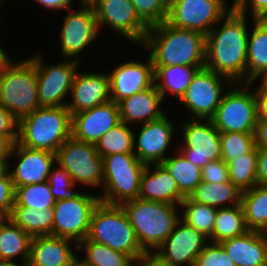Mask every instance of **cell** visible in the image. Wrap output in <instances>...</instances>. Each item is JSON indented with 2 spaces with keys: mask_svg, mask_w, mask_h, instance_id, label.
Masks as SVG:
<instances>
[{
  "mask_svg": "<svg viewBox=\"0 0 267 266\" xmlns=\"http://www.w3.org/2000/svg\"><path fill=\"white\" fill-rule=\"evenodd\" d=\"M248 18L233 7L206 35L205 67L233 83H247Z\"/></svg>",
  "mask_w": 267,
  "mask_h": 266,
  "instance_id": "cell-1",
  "label": "cell"
},
{
  "mask_svg": "<svg viewBox=\"0 0 267 266\" xmlns=\"http://www.w3.org/2000/svg\"><path fill=\"white\" fill-rule=\"evenodd\" d=\"M141 47L153 66H205L206 35L166 21L149 27Z\"/></svg>",
  "mask_w": 267,
  "mask_h": 266,
  "instance_id": "cell-2",
  "label": "cell"
},
{
  "mask_svg": "<svg viewBox=\"0 0 267 266\" xmlns=\"http://www.w3.org/2000/svg\"><path fill=\"white\" fill-rule=\"evenodd\" d=\"M121 207L148 255H153L162 245L180 219V205L137 198L124 202Z\"/></svg>",
  "mask_w": 267,
  "mask_h": 266,
  "instance_id": "cell-3",
  "label": "cell"
},
{
  "mask_svg": "<svg viewBox=\"0 0 267 266\" xmlns=\"http://www.w3.org/2000/svg\"><path fill=\"white\" fill-rule=\"evenodd\" d=\"M71 137V114L67 107H40L18 121V143L30 149L56 154Z\"/></svg>",
  "mask_w": 267,
  "mask_h": 266,
  "instance_id": "cell-4",
  "label": "cell"
},
{
  "mask_svg": "<svg viewBox=\"0 0 267 266\" xmlns=\"http://www.w3.org/2000/svg\"><path fill=\"white\" fill-rule=\"evenodd\" d=\"M87 238L123 252L133 260L148 256L121 205L100 201L93 211Z\"/></svg>",
  "mask_w": 267,
  "mask_h": 266,
  "instance_id": "cell-5",
  "label": "cell"
},
{
  "mask_svg": "<svg viewBox=\"0 0 267 266\" xmlns=\"http://www.w3.org/2000/svg\"><path fill=\"white\" fill-rule=\"evenodd\" d=\"M13 59L0 73V104L18 121L40 108L35 64Z\"/></svg>",
  "mask_w": 267,
  "mask_h": 266,
  "instance_id": "cell-6",
  "label": "cell"
},
{
  "mask_svg": "<svg viewBox=\"0 0 267 266\" xmlns=\"http://www.w3.org/2000/svg\"><path fill=\"white\" fill-rule=\"evenodd\" d=\"M146 164L134 153L111 154L103 157V184L100 201L121 205L139 198L141 176Z\"/></svg>",
  "mask_w": 267,
  "mask_h": 266,
  "instance_id": "cell-7",
  "label": "cell"
},
{
  "mask_svg": "<svg viewBox=\"0 0 267 266\" xmlns=\"http://www.w3.org/2000/svg\"><path fill=\"white\" fill-rule=\"evenodd\" d=\"M254 83H233L225 92L214 117L216 129L222 132L254 133L258 121Z\"/></svg>",
  "mask_w": 267,
  "mask_h": 266,
  "instance_id": "cell-8",
  "label": "cell"
},
{
  "mask_svg": "<svg viewBox=\"0 0 267 266\" xmlns=\"http://www.w3.org/2000/svg\"><path fill=\"white\" fill-rule=\"evenodd\" d=\"M35 54H31L28 58L36 66L40 107H66L75 74L79 68H82L80 62L61 59L57 63L48 64L44 60L42 51H37Z\"/></svg>",
  "mask_w": 267,
  "mask_h": 266,
  "instance_id": "cell-9",
  "label": "cell"
},
{
  "mask_svg": "<svg viewBox=\"0 0 267 266\" xmlns=\"http://www.w3.org/2000/svg\"><path fill=\"white\" fill-rule=\"evenodd\" d=\"M232 84L227 77L206 67L200 68L177 103L184 105L190 119L211 120Z\"/></svg>",
  "mask_w": 267,
  "mask_h": 266,
  "instance_id": "cell-10",
  "label": "cell"
},
{
  "mask_svg": "<svg viewBox=\"0 0 267 266\" xmlns=\"http://www.w3.org/2000/svg\"><path fill=\"white\" fill-rule=\"evenodd\" d=\"M56 163L70 173L75 185L94 188L95 191L102 188L103 158L95 144L70 137L57 150Z\"/></svg>",
  "mask_w": 267,
  "mask_h": 266,
  "instance_id": "cell-11",
  "label": "cell"
},
{
  "mask_svg": "<svg viewBox=\"0 0 267 266\" xmlns=\"http://www.w3.org/2000/svg\"><path fill=\"white\" fill-rule=\"evenodd\" d=\"M187 118L178 123L182 124L179 125L178 140L181 142H178L177 149L201 169L211 161L221 160L220 132L212 120Z\"/></svg>",
  "mask_w": 267,
  "mask_h": 266,
  "instance_id": "cell-12",
  "label": "cell"
},
{
  "mask_svg": "<svg viewBox=\"0 0 267 266\" xmlns=\"http://www.w3.org/2000/svg\"><path fill=\"white\" fill-rule=\"evenodd\" d=\"M82 191L73 199L56 201L54 207L53 236L70 239L79 244L87 238L91 217L100 202L98 193Z\"/></svg>",
  "mask_w": 267,
  "mask_h": 266,
  "instance_id": "cell-13",
  "label": "cell"
},
{
  "mask_svg": "<svg viewBox=\"0 0 267 266\" xmlns=\"http://www.w3.org/2000/svg\"><path fill=\"white\" fill-rule=\"evenodd\" d=\"M228 0H174L168 5L166 22L207 35L233 8Z\"/></svg>",
  "mask_w": 267,
  "mask_h": 266,
  "instance_id": "cell-14",
  "label": "cell"
},
{
  "mask_svg": "<svg viewBox=\"0 0 267 266\" xmlns=\"http://www.w3.org/2000/svg\"><path fill=\"white\" fill-rule=\"evenodd\" d=\"M79 6L78 9L71 7L66 10L68 13L65 14L57 35L60 42L59 54L63 57L62 59H71L81 63V59L84 58L81 53L93 42L99 41L97 38L102 33L99 31L95 11Z\"/></svg>",
  "mask_w": 267,
  "mask_h": 266,
  "instance_id": "cell-15",
  "label": "cell"
},
{
  "mask_svg": "<svg viewBox=\"0 0 267 266\" xmlns=\"http://www.w3.org/2000/svg\"><path fill=\"white\" fill-rule=\"evenodd\" d=\"M168 115L134 127V154L146 165L162 163L171 150L174 153L172 146L178 148L174 138L179 134V124Z\"/></svg>",
  "mask_w": 267,
  "mask_h": 266,
  "instance_id": "cell-16",
  "label": "cell"
},
{
  "mask_svg": "<svg viewBox=\"0 0 267 266\" xmlns=\"http://www.w3.org/2000/svg\"><path fill=\"white\" fill-rule=\"evenodd\" d=\"M94 11L100 32L111 30L134 46L144 42L149 27L140 19L130 0H105Z\"/></svg>",
  "mask_w": 267,
  "mask_h": 266,
  "instance_id": "cell-17",
  "label": "cell"
},
{
  "mask_svg": "<svg viewBox=\"0 0 267 266\" xmlns=\"http://www.w3.org/2000/svg\"><path fill=\"white\" fill-rule=\"evenodd\" d=\"M208 242V238L180 218L152 256L165 266H194Z\"/></svg>",
  "mask_w": 267,
  "mask_h": 266,
  "instance_id": "cell-18",
  "label": "cell"
},
{
  "mask_svg": "<svg viewBox=\"0 0 267 266\" xmlns=\"http://www.w3.org/2000/svg\"><path fill=\"white\" fill-rule=\"evenodd\" d=\"M12 161L14 163L10 164ZM55 163L56 154L46 150L30 149L16 142L6 169L16 188L48 181L49 173Z\"/></svg>",
  "mask_w": 267,
  "mask_h": 266,
  "instance_id": "cell-19",
  "label": "cell"
},
{
  "mask_svg": "<svg viewBox=\"0 0 267 266\" xmlns=\"http://www.w3.org/2000/svg\"><path fill=\"white\" fill-rule=\"evenodd\" d=\"M110 99L119 103L123 99L144 91L154 85V67L148 55L144 61H123L108 72Z\"/></svg>",
  "mask_w": 267,
  "mask_h": 266,
  "instance_id": "cell-20",
  "label": "cell"
},
{
  "mask_svg": "<svg viewBox=\"0 0 267 266\" xmlns=\"http://www.w3.org/2000/svg\"><path fill=\"white\" fill-rule=\"evenodd\" d=\"M121 123L119 105L112 100L71 115V137L96 144L110 129Z\"/></svg>",
  "mask_w": 267,
  "mask_h": 266,
  "instance_id": "cell-21",
  "label": "cell"
},
{
  "mask_svg": "<svg viewBox=\"0 0 267 266\" xmlns=\"http://www.w3.org/2000/svg\"><path fill=\"white\" fill-rule=\"evenodd\" d=\"M70 97L66 107L71 115L110 101L108 72L78 70L73 80Z\"/></svg>",
  "mask_w": 267,
  "mask_h": 266,
  "instance_id": "cell-22",
  "label": "cell"
},
{
  "mask_svg": "<svg viewBox=\"0 0 267 266\" xmlns=\"http://www.w3.org/2000/svg\"><path fill=\"white\" fill-rule=\"evenodd\" d=\"M78 244L55 236L32 237L29 266H78Z\"/></svg>",
  "mask_w": 267,
  "mask_h": 266,
  "instance_id": "cell-23",
  "label": "cell"
},
{
  "mask_svg": "<svg viewBox=\"0 0 267 266\" xmlns=\"http://www.w3.org/2000/svg\"><path fill=\"white\" fill-rule=\"evenodd\" d=\"M155 85L118 103L121 122L134 126L160 119L168 112ZM165 108V109H164Z\"/></svg>",
  "mask_w": 267,
  "mask_h": 266,
  "instance_id": "cell-24",
  "label": "cell"
},
{
  "mask_svg": "<svg viewBox=\"0 0 267 266\" xmlns=\"http://www.w3.org/2000/svg\"><path fill=\"white\" fill-rule=\"evenodd\" d=\"M139 198L180 205L186 197L180 192L175 179L159 163L146 165L141 176Z\"/></svg>",
  "mask_w": 267,
  "mask_h": 266,
  "instance_id": "cell-25",
  "label": "cell"
},
{
  "mask_svg": "<svg viewBox=\"0 0 267 266\" xmlns=\"http://www.w3.org/2000/svg\"><path fill=\"white\" fill-rule=\"evenodd\" d=\"M220 244L235 266H267V232L248 230Z\"/></svg>",
  "mask_w": 267,
  "mask_h": 266,
  "instance_id": "cell-26",
  "label": "cell"
},
{
  "mask_svg": "<svg viewBox=\"0 0 267 266\" xmlns=\"http://www.w3.org/2000/svg\"><path fill=\"white\" fill-rule=\"evenodd\" d=\"M153 67L154 85L162 95L163 100L166 101V97H174L177 103L192 82L196 72L205 66L174 65Z\"/></svg>",
  "mask_w": 267,
  "mask_h": 266,
  "instance_id": "cell-27",
  "label": "cell"
},
{
  "mask_svg": "<svg viewBox=\"0 0 267 266\" xmlns=\"http://www.w3.org/2000/svg\"><path fill=\"white\" fill-rule=\"evenodd\" d=\"M247 43V83L267 72V23L252 19Z\"/></svg>",
  "mask_w": 267,
  "mask_h": 266,
  "instance_id": "cell-28",
  "label": "cell"
},
{
  "mask_svg": "<svg viewBox=\"0 0 267 266\" xmlns=\"http://www.w3.org/2000/svg\"><path fill=\"white\" fill-rule=\"evenodd\" d=\"M241 196L242 192L231 181L217 184L201 181L188 198L215 208H227L240 204Z\"/></svg>",
  "mask_w": 267,
  "mask_h": 266,
  "instance_id": "cell-29",
  "label": "cell"
},
{
  "mask_svg": "<svg viewBox=\"0 0 267 266\" xmlns=\"http://www.w3.org/2000/svg\"><path fill=\"white\" fill-rule=\"evenodd\" d=\"M31 240L32 237L10 219L0 229V261L28 263Z\"/></svg>",
  "mask_w": 267,
  "mask_h": 266,
  "instance_id": "cell-30",
  "label": "cell"
},
{
  "mask_svg": "<svg viewBox=\"0 0 267 266\" xmlns=\"http://www.w3.org/2000/svg\"><path fill=\"white\" fill-rule=\"evenodd\" d=\"M79 252L83 255H78V266H128L133 261L129 255L88 238L78 244Z\"/></svg>",
  "mask_w": 267,
  "mask_h": 266,
  "instance_id": "cell-31",
  "label": "cell"
},
{
  "mask_svg": "<svg viewBox=\"0 0 267 266\" xmlns=\"http://www.w3.org/2000/svg\"><path fill=\"white\" fill-rule=\"evenodd\" d=\"M174 149L175 154L171 153L161 164L175 179L180 192L188 197L202 181V170L189 162L178 149Z\"/></svg>",
  "mask_w": 267,
  "mask_h": 266,
  "instance_id": "cell-32",
  "label": "cell"
},
{
  "mask_svg": "<svg viewBox=\"0 0 267 266\" xmlns=\"http://www.w3.org/2000/svg\"><path fill=\"white\" fill-rule=\"evenodd\" d=\"M53 209L38 211L24 206H13L10 219L31 237L53 236Z\"/></svg>",
  "mask_w": 267,
  "mask_h": 266,
  "instance_id": "cell-33",
  "label": "cell"
},
{
  "mask_svg": "<svg viewBox=\"0 0 267 266\" xmlns=\"http://www.w3.org/2000/svg\"><path fill=\"white\" fill-rule=\"evenodd\" d=\"M241 205L247 228L267 232V185L242 192Z\"/></svg>",
  "mask_w": 267,
  "mask_h": 266,
  "instance_id": "cell-34",
  "label": "cell"
},
{
  "mask_svg": "<svg viewBox=\"0 0 267 266\" xmlns=\"http://www.w3.org/2000/svg\"><path fill=\"white\" fill-rule=\"evenodd\" d=\"M248 230L241 203L232 207L217 208L213 235L208 240L220 243L223 240L241 236Z\"/></svg>",
  "mask_w": 267,
  "mask_h": 266,
  "instance_id": "cell-35",
  "label": "cell"
},
{
  "mask_svg": "<svg viewBox=\"0 0 267 266\" xmlns=\"http://www.w3.org/2000/svg\"><path fill=\"white\" fill-rule=\"evenodd\" d=\"M229 180L241 191L250 190L257 183V147L249 153L227 162Z\"/></svg>",
  "mask_w": 267,
  "mask_h": 266,
  "instance_id": "cell-36",
  "label": "cell"
},
{
  "mask_svg": "<svg viewBox=\"0 0 267 266\" xmlns=\"http://www.w3.org/2000/svg\"><path fill=\"white\" fill-rule=\"evenodd\" d=\"M134 126L121 122L95 144L100 156L134 153Z\"/></svg>",
  "mask_w": 267,
  "mask_h": 266,
  "instance_id": "cell-37",
  "label": "cell"
},
{
  "mask_svg": "<svg viewBox=\"0 0 267 266\" xmlns=\"http://www.w3.org/2000/svg\"><path fill=\"white\" fill-rule=\"evenodd\" d=\"M180 209V218L184 222L208 239L213 235L217 208L191 201L186 197L181 201Z\"/></svg>",
  "mask_w": 267,
  "mask_h": 266,
  "instance_id": "cell-38",
  "label": "cell"
},
{
  "mask_svg": "<svg viewBox=\"0 0 267 266\" xmlns=\"http://www.w3.org/2000/svg\"><path fill=\"white\" fill-rule=\"evenodd\" d=\"M56 203L47 181L15 188L13 206H24L38 211L52 209Z\"/></svg>",
  "mask_w": 267,
  "mask_h": 266,
  "instance_id": "cell-39",
  "label": "cell"
},
{
  "mask_svg": "<svg viewBox=\"0 0 267 266\" xmlns=\"http://www.w3.org/2000/svg\"><path fill=\"white\" fill-rule=\"evenodd\" d=\"M222 160L226 163L236 157L249 153L254 147L253 133H220Z\"/></svg>",
  "mask_w": 267,
  "mask_h": 266,
  "instance_id": "cell-40",
  "label": "cell"
},
{
  "mask_svg": "<svg viewBox=\"0 0 267 266\" xmlns=\"http://www.w3.org/2000/svg\"><path fill=\"white\" fill-rule=\"evenodd\" d=\"M47 182L56 201L73 199L84 190L79 185L74 184L70 173L58 163H55L51 168Z\"/></svg>",
  "mask_w": 267,
  "mask_h": 266,
  "instance_id": "cell-41",
  "label": "cell"
},
{
  "mask_svg": "<svg viewBox=\"0 0 267 266\" xmlns=\"http://www.w3.org/2000/svg\"><path fill=\"white\" fill-rule=\"evenodd\" d=\"M140 19L148 26L167 20L168 4L165 0H130Z\"/></svg>",
  "mask_w": 267,
  "mask_h": 266,
  "instance_id": "cell-42",
  "label": "cell"
},
{
  "mask_svg": "<svg viewBox=\"0 0 267 266\" xmlns=\"http://www.w3.org/2000/svg\"><path fill=\"white\" fill-rule=\"evenodd\" d=\"M194 266H235L220 243L208 242L197 256Z\"/></svg>",
  "mask_w": 267,
  "mask_h": 266,
  "instance_id": "cell-43",
  "label": "cell"
},
{
  "mask_svg": "<svg viewBox=\"0 0 267 266\" xmlns=\"http://www.w3.org/2000/svg\"><path fill=\"white\" fill-rule=\"evenodd\" d=\"M201 170L202 181L216 184L230 181L227 163L222 159L207 163Z\"/></svg>",
  "mask_w": 267,
  "mask_h": 266,
  "instance_id": "cell-44",
  "label": "cell"
},
{
  "mask_svg": "<svg viewBox=\"0 0 267 266\" xmlns=\"http://www.w3.org/2000/svg\"><path fill=\"white\" fill-rule=\"evenodd\" d=\"M231 1L233 3V7L237 11L249 16L250 18L264 19L265 17H267V0H231Z\"/></svg>",
  "mask_w": 267,
  "mask_h": 266,
  "instance_id": "cell-45",
  "label": "cell"
},
{
  "mask_svg": "<svg viewBox=\"0 0 267 266\" xmlns=\"http://www.w3.org/2000/svg\"><path fill=\"white\" fill-rule=\"evenodd\" d=\"M15 202V187L7 169L0 175V209L11 214Z\"/></svg>",
  "mask_w": 267,
  "mask_h": 266,
  "instance_id": "cell-46",
  "label": "cell"
},
{
  "mask_svg": "<svg viewBox=\"0 0 267 266\" xmlns=\"http://www.w3.org/2000/svg\"><path fill=\"white\" fill-rule=\"evenodd\" d=\"M0 136L18 137V120L0 104Z\"/></svg>",
  "mask_w": 267,
  "mask_h": 266,
  "instance_id": "cell-47",
  "label": "cell"
},
{
  "mask_svg": "<svg viewBox=\"0 0 267 266\" xmlns=\"http://www.w3.org/2000/svg\"><path fill=\"white\" fill-rule=\"evenodd\" d=\"M257 183L267 185V148H257Z\"/></svg>",
  "mask_w": 267,
  "mask_h": 266,
  "instance_id": "cell-48",
  "label": "cell"
},
{
  "mask_svg": "<svg viewBox=\"0 0 267 266\" xmlns=\"http://www.w3.org/2000/svg\"><path fill=\"white\" fill-rule=\"evenodd\" d=\"M33 2L37 3V5L39 4V7L44 8L46 11H54L52 15L54 16L57 11L71 8L74 0H33Z\"/></svg>",
  "mask_w": 267,
  "mask_h": 266,
  "instance_id": "cell-49",
  "label": "cell"
},
{
  "mask_svg": "<svg viewBox=\"0 0 267 266\" xmlns=\"http://www.w3.org/2000/svg\"><path fill=\"white\" fill-rule=\"evenodd\" d=\"M253 135L257 148H267V120L258 119Z\"/></svg>",
  "mask_w": 267,
  "mask_h": 266,
  "instance_id": "cell-50",
  "label": "cell"
},
{
  "mask_svg": "<svg viewBox=\"0 0 267 266\" xmlns=\"http://www.w3.org/2000/svg\"><path fill=\"white\" fill-rule=\"evenodd\" d=\"M18 141V137L0 136V160L7 164L11 155L14 144Z\"/></svg>",
  "mask_w": 267,
  "mask_h": 266,
  "instance_id": "cell-51",
  "label": "cell"
},
{
  "mask_svg": "<svg viewBox=\"0 0 267 266\" xmlns=\"http://www.w3.org/2000/svg\"><path fill=\"white\" fill-rule=\"evenodd\" d=\"M257 100L258 119L267 120V93H255Z\"/></svg>",
  "mask_w": 267,
  "mask_h": 266,
  "instance_id": "cell-52",
  "label": "cell"
},
{
  "mask_svg": "<svg viewBox=\"0 0 267 266\" xmlns=\"http://www.w3.org/2000/svg\"><path fill=\"white\" fill-rule=\"evenodd\" d=\"M251 83H255L256 85L258 84L256 87H254L255 93H267V72L262 73L259 77H257V79L254 80V82Z\"/></svg>",
  "mask_w": 267,
  "mask_h": 266,
  "instance_id": "cell-53",
  "label": "cell"
},
{
  "mask_svg": "<svg viewBox=\"0 0 267 266\" xmlns=\"http://www.w3.org/2000/svg\"><path fill=\"white\" fill-rule=\"evenodd\" d=\"M13 60L6 49L0 44V73Z\"/></svg>",
  "mask_w": 267,
  "mask_h": 266,
  "instance_id": "cell-54",
  "label": "cell"
},
{
  "mask_svg": "<svg viewBox=\"0 0 267 266\" xmlns=\"http://www.w3.org/2000/svg\"><path fill=\"white\" fill-rule=\"evenodd\" d=\"M103 1L105 0H79L81 6H85L93 10Z\"/></svg>",
  "mask_w": 267,
  "mask_h": 266,
  "instance_id": "cell-55",
  "label": "cell"
},
{
  "mask_svg": "<svg viewBox=\"0 0 267 266\" xmlns=\"http://www.w3.org/2000/svg\"><path fill=\"white\" fill-rule=\"evenodd\" d=\"M143 266H165V265L161 264L152 255H148V256L143 258Z\"/></svg>",
  "mask_w": 267,
  "mask_h": 266,
  "instance_id": "cell-56",
  "label": "cell"
},
{
  "mask_svg": "<svg viewBox=\"0 0 267 266\" xmlns=\"http://www.w3.org/2000/svg\"><path fill=\"white\" fill-rule=\"evenodd\" d=\"M10 221V213L0 209V229Z\"/></svg>",
  "mask_w": 267,
  "mask_h": 266,
  "instance_id": "cell-57",
  "label": "cell"
},
{
  "mask_svg": "<svg viewBox=\"0 0 267 266\" xmlns=\"http://www.w3.org/2000/svg\"><path fill=\"white\" fill-rule=\"evenodd\" d=\"M0 266H28V263L0 261Z\"/></svg>",
  "mask_w": 267,
  "mask_h": 266,
  "instance_id": "cell-58",
  "label": "cell"
},
{
  "mask_svg": "<svg viewBox=\"0 0 267 266\" xmlns=\"http://www.w3.org/2000/svg\"><path fill=\"white\" fill-rule=\"evenodd\" d=\"M128 266H143V258L133 260Z\"/></svg>",
  "mask_w": 267,
  "mask_h": 266,
  "instance_id": "cell-59",
  "label": "cell"
},
{
  "mask_svg": "<svg viewBox=\"0 0 267 266\" xmlns=\"http://www.w3.org/2000/svg\"><path fill=\"white\" fill-rule=\"evenodd\" d=\"M6 164L0 160V175L6 170Z\"/></svg>",
  "mask_w": 267,
  "mask_h": 266,
  "instance_id": "cell-60",
  "label": "cell"
},
{
  "mask_svg": "<svg viewBox=\"0 0 267 266\" xmlns=\"http://www.w3.org/2000/svg\"><path fill=\"white\" fill-rule=\"evenodd\" d=\"M6 1H8V0H0V9H2L1 7L5 5ZM2 4H4V5H2Z\"/></svg>",
  "mask_w": 267,
  "mask_h": 266,
  "instance_id": "cell-61",
  "label": "cell"
},
{
  "mask_svg": "<svg viewBox=\"0 0 267 266\" xmlns=\"http://www.w3.org/2000/svg\"><path fill=\"white\" fill-rule=\"evenodd\" d=\"M174 0H165V2L169 5Z\"/></svg>",
  "mask_w": 267,
  "mask_h": 266,
  "instance_id": "cell-62",
  "label": "cell"
}]
</instances>
